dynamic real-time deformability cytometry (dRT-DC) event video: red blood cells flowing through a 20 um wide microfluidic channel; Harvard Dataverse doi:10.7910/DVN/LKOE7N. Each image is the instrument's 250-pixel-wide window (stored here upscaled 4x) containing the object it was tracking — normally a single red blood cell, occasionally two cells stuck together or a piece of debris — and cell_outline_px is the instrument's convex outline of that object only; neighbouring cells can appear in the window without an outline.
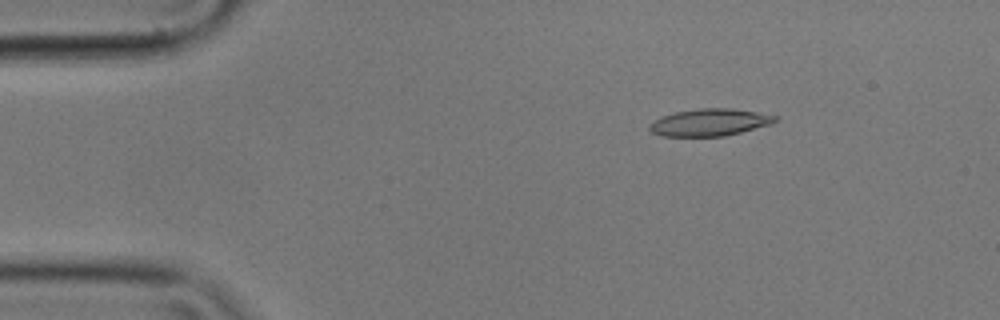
{"species": "common noctule bat (a hibernating species)", "species_latin": "Nyctalus noctula", "temperature_condition": "cold", "stored_images_in_passage": 56, "camera_frame_rate_fps": 3000, "um_per_image_px": 0.085, "animal": {"sex": "male", "body_mass_g": 17.9}, "frame": {"image": 1, "passage_image": 8, "time_ms": 2.333, "image_size_px": [1000, 320], "cell_outline_px": [[776, 120], [772, 124], [724, 136], [660, 136], [652, 132], [648, 128], [656, 120], [664, 116], [676, 112], [700, 108], [732, 108], [756, 112], [776, 116]], "centroid_in_image_um": [60.34, 10.4], "position_along_channel_um": 24.7, "area_um2": 19.54}}
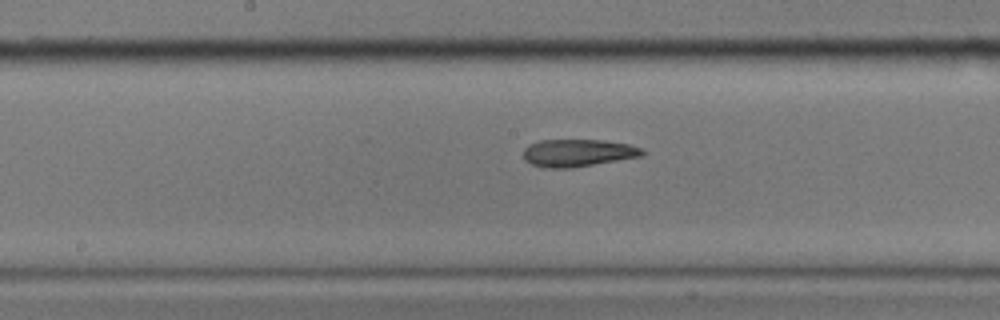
{"frame": {"image": 2, "passage_image": 28, "time_ms": 9.0, "image_size_px": [1000, 320], "cell_outline_px": [[644, 156], [572, 168], [544, 168], [532, 164], [524, 160], [524, 148], [528, 144], [540, 140], [604, 140], [628, 144], [644, 148]], "centroid_in_image_um": [49.13, 13.0], "position_along_channel_um": 199.1, "area_um2": 19.25}}
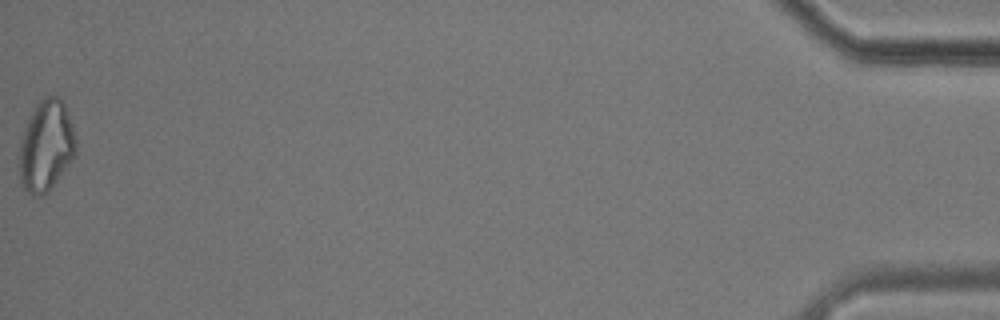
{"frame": {"image": 3, "passage_image": 56, "time_ms": 18.333, "image_size_px": [1000, 320], "cell_outline_px": [[76, 156], [52, 188], [48, 192], [40, 196], [32, 196], [20, 184], [20, 140], [24, 128], [36, 104], [40, 100], [48, 96], [56, 96], [64, 104], [72, 124], [76, 140]], "centroid_in_image_um": [3.93, 12.44], "position_along_channel_um": 431.3, "area_um2": 30.06}, "authors_computed_cell_mechanics": {"area_um2": 20.0277, "velocity_mm_per_s": 3.5376, "shape_relaxation_time_tau1_ms": null, "shape_relaxation_time_tau2_ms": 8.9035, "deformation_change_tau1": null, "deformation_change_tau2": 0.2027}}